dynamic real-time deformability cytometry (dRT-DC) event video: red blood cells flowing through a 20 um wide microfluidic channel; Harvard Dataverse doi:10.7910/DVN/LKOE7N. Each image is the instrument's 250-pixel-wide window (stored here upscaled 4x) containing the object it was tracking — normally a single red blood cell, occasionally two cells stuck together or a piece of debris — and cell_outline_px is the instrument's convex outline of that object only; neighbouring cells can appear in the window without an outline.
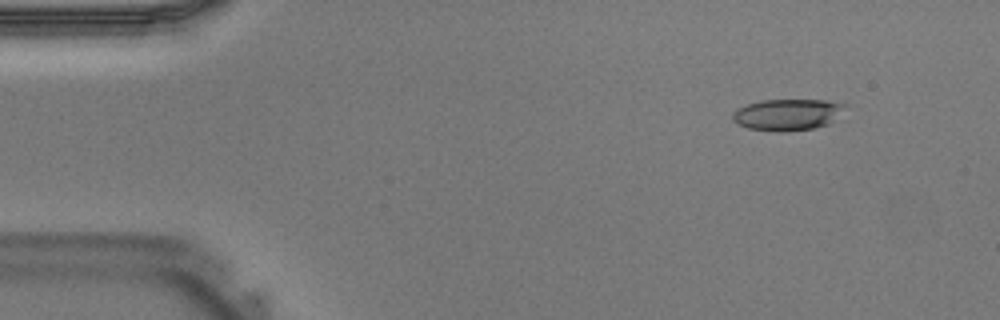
{"species": "Egyptian fruit bat (a non-hibernating species)", "species_latin": "Rousettus aegyptiacus", "temperature_condition": "warm", "stored_images_in_passage": 40, "camera_frame_rate_fps": 3000, "um_per_image_px": 0.085, "animal": {"sex": "male"}, "frame": {"image": 1, "passage_image": 4, "time_ms": 1.0, "image_size_px": [1000, 320], "cell_outline_px": [[844, 104], [832, 120], [828, 124], [816, 128], [784, 132], [776, 132], [748, 128], [732, 120], [732, 112], [736, 108], [748, 104], [764, 100], [824, 100]], "centroid_in_image_um": [66.83, 9.75], "position_along_channel_um": 18.2, "area_um2": 20.23}}
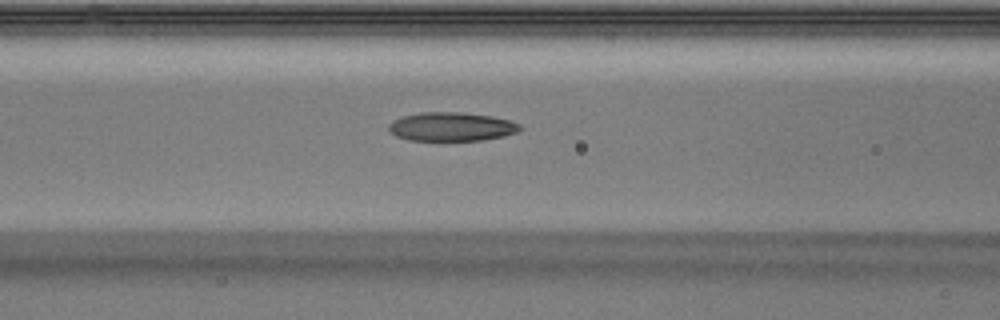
{"frame": {"image": 2, "passage_image": 16, "time_ms": 5.0, "image_size_px": [1000, 320], "cell_outline_px": [[524, 128], [516, 132], [504, 136], [484, 140], [408, 140], [396, 136], [388, 132], [388, 124], [392, 120], [404, 116], [420, 112], [460, 112], [492, 116], [508, 120], [520, 124]], "centroid_in_image_um": [38.36, 10.77], "position_along_channel_um": 128.2, "area_um2": 22.14}}
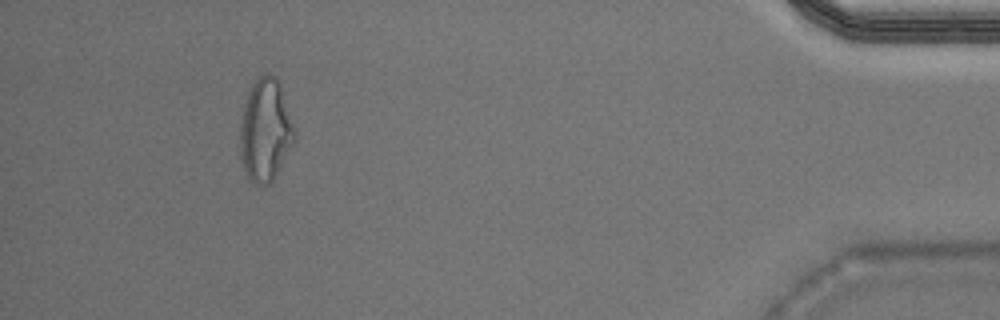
{"frame": {"image": 3, "passage_image": 37, "time_ms": 12.0, "image_size_px": [1000, 320], "cell_outline_px": [[296, 140], [276, 176], [268, 184], [252, 184], [248, 180], [244, 172], [240, 152], [240, 124], [244, 104], [248, 92], [252, 84], [260, 76], [268, 72], [276, 76], [280, 84], [296, 132]], "centroid_in_image_um": [22.56, 11.09], "position_along_channel_um": 412.6, "area_um2": 32.89}}